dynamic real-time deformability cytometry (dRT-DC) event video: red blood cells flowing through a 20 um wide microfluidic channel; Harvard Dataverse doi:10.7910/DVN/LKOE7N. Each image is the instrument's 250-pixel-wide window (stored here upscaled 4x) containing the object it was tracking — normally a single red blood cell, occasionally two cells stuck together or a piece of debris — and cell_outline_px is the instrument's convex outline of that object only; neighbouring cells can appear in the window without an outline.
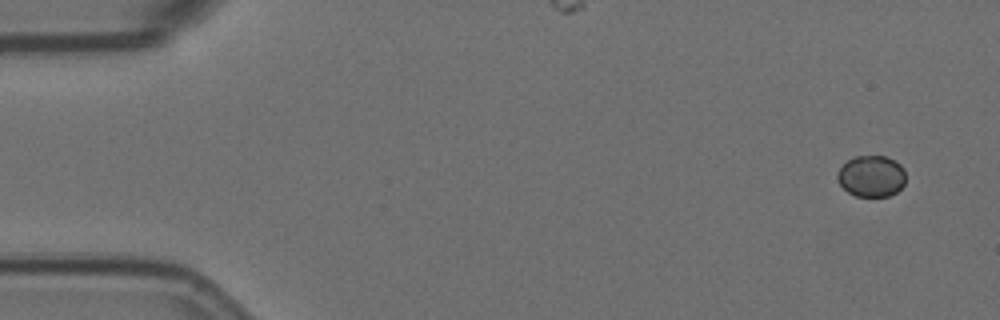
{"species": "Egyptian fruit bat (a non-hibernating species)", "species_latin": "Rousettus aegyptiacus", "temperature_condition": "room temperature", "stored_images_in_passage": 54, "camera_frame_rate_fps": 3000, "um_per_image_px": 0.085, "animal": {"sex": "female"}, "frame": {"image": 1, "passage_image": 1, "time_ms": 0.0, "image_size_px": [1000, 320], "cell_outline_px": [[904, 184], [896, 192], [888, 196], [856, 196], [848, 192], [840, 184], [836, 176], [836, 172], [848, 160], [856, 156], [884, 156], [896, 160], [904, 168]], "centroid_in_image_um": [74.06, 14.96], "position_along_channel_um": 10.9, "area_um2": 16.42}}
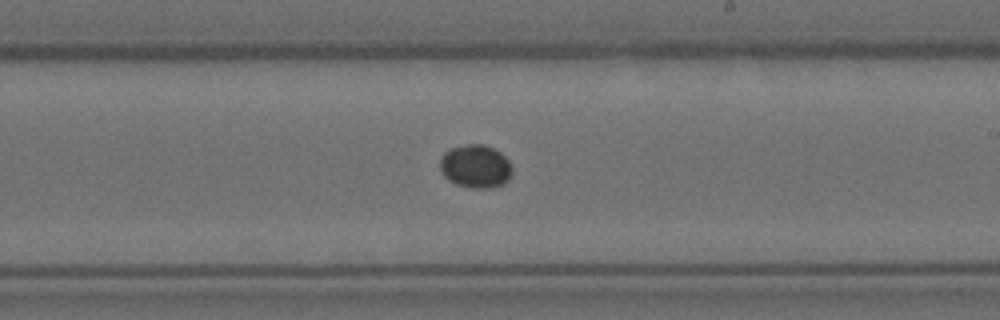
{"frame": {"image": 2, "passage_image": 31, "time_ms": 10.0, "image_size_px": [1000, 320], "cell_outline_px": [[512, 172], [508, 180], [504, 184], [492, 188], [472, 188], [456, 184], [448, 180], [440, 172], [440, 156], [448, 148], [468, 144], [484, 144], [500, 152], [508, 160], [512, 168]], "centroid_in_image_um": [40.4, 14.14], "position_along_channel_um": 248.6, "area_um2": 18.44}}
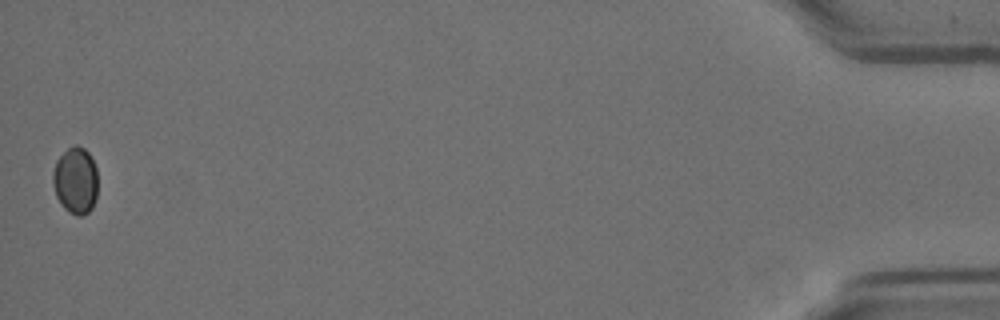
{"frame": {"image": 3, "passage_image": 54, "time_ms": 17.667, "image_size_px": [1000, 320], "cell_outline_px": [[96, 200], [92, 208], [84, 216], [76, 216], [68, 212], [60, 204], [56, 196], [52, 184], [52, 172], [56, 160], [72, 144], [76, 144], [84, 148], [88, 152], [96, 168]], "centroid_in_image_um": [6.39, 15.36], "position_along_channel_um": 428.8, "area_um2": 17.74}, "authors_computed_cell_mechanics": {"area_um2": 17.4556, "velocity_mm_per_s": 3.6019, "shape_relaxation_time_tau1_ms": 0.4614, "shape_relaxation_time_tau2_ms": null, "deformation_change_tau1": 0.016, "deformation_change_tau2": null}}